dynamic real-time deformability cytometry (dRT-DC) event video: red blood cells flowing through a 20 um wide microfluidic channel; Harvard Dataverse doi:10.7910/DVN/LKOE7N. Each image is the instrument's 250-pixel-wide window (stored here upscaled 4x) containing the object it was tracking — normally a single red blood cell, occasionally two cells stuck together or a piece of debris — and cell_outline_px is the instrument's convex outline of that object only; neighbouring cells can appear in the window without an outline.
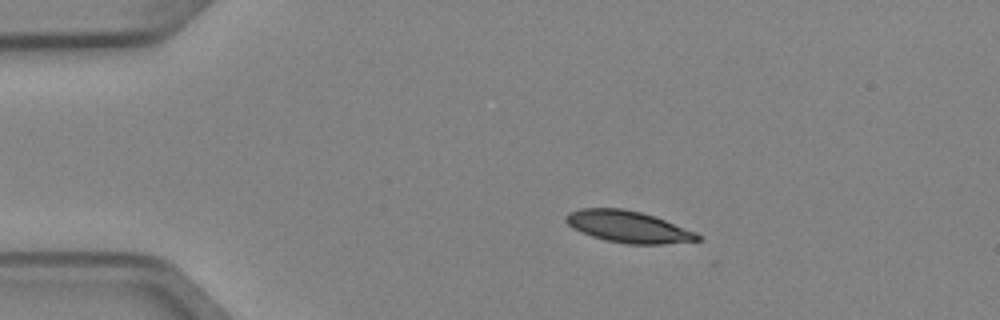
{"species": "Egyptian fruit bat (a non-hibernating species)", "species_latin": "Rousettus aegyptiacus", "temperature_condition": "cold", "stored_images_in_passage": 4, "camera_frame_rate_fps": 3000, "um_per_image_px": 0.085, "animal": {"sex": "female"}, "frame": {"image": 1, "passage_image": 2, "time_ms": 0.333, "image_size_px": [1000, 320], "cell_outline_px": [[704, 240], [664, 244], [628, 244], [604, 240], [592, 236], [572, 228], [564, 220], [564, 216], [568, 212], [580, 208], [624, 208], [640, 212], [664, 220], [696, 232], [704, 236]], "centroid_in_image_um": [53.4, 19.28], "position_along_channel_um": 31.6, "area_um2": 24.45}}
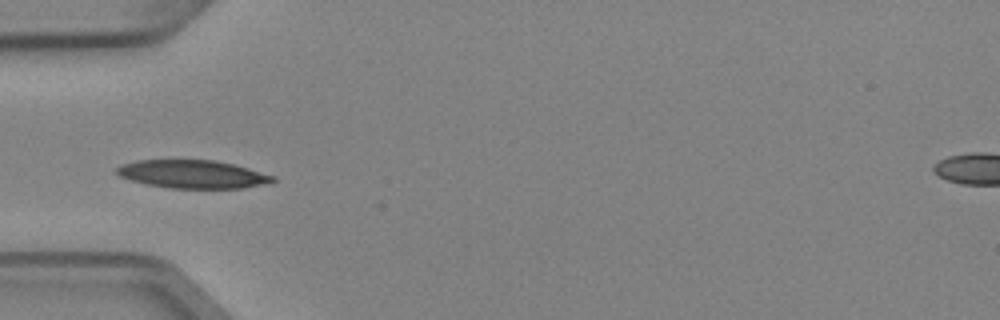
{"frame": {"image": 2, "passage_image": 4, "time_ms": 1.0, "image_size_px": [1000, 320], "cell_outline_px": [[276, 180], [272, 184], [244, 188], [168, 188], [148, 184], [132, 180], [120, 176], [116, 172], [116, 168], [120, 164], [136, 160], [212, 160], [232, 164], [248, 168], [276, 176]], "centroid_in_image_um": [16.43, 14.81], "position_along_channel_um": 68.6, "area_um2": 25.72}}